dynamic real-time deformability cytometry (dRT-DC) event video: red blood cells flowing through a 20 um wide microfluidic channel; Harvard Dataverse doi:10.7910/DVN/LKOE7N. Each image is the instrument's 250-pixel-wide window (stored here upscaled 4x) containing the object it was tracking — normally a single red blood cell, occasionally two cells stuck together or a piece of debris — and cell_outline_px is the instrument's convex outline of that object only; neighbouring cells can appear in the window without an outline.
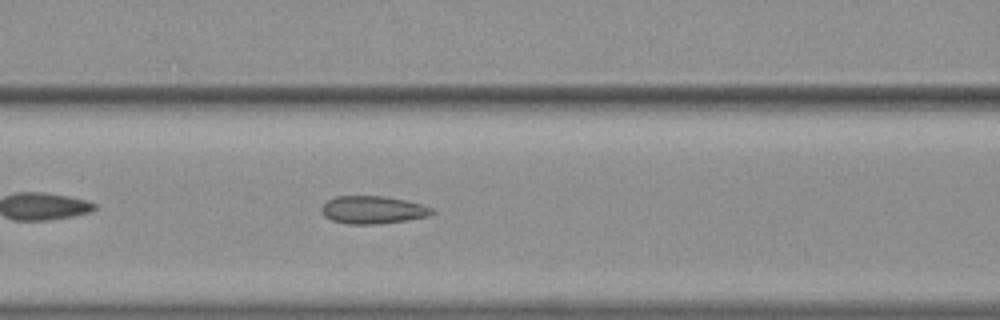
{"species": "common noctule bat (a hibernating species)", "species_latin": "Nyctalus noctula", "temperature_condition": "warm", "stored_images_in_passage": 33, "camera_frame_rate_fps": 3000, "um_per_image_px": 0.085, "animal": {"sex": "female", "body_mass_g": 19.3, "forearm_length_mm": 54.1}, "frame": {"image": 1, "passage_image": 11, "time_ms": 3.333, "image_size_px": [1000, 320], "cell_outline_px": [[436, 212], [428, 216], [408, 220], [380, 224], [348, 224], [332, 220], [324, 216], [320, 212], [320, 208], [328, 200], [336, 196], [384, 196], [404, 200], [420, 204], [432, 208]], "centroid_in_image_um": [31.67, 17.84], "position_along_channel_um": 134.9, "area_um2": 17.92}}
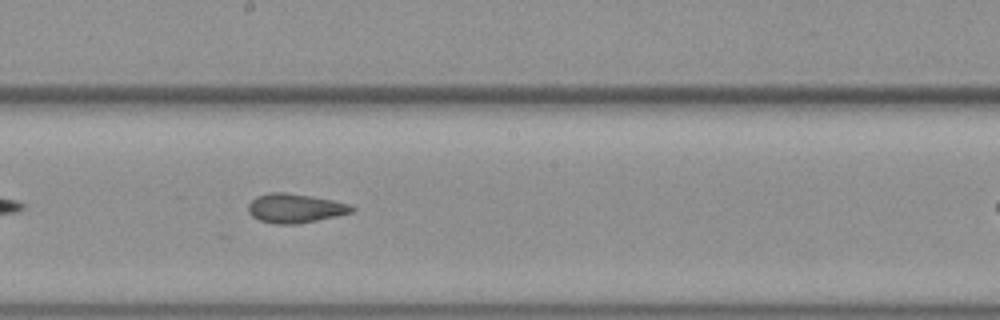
{"frame": {"image": 2, "passage_image": 18, "time_ms": 5.667, "image_size_px": [1000, 320], "cell_outline_px": [[356, 208], [352, 212], [336, 216], [300, 224], [272, 224], [260, 220], [252, 216], [248, 212], [248, 204], [256, 196], [268, 192], [284, 192], [312, 196], [352, 204]], "centroid_in_image_um": [25.08, 17.7], "position_along_channel_um": 223.1, "area_um2": 17.8}}
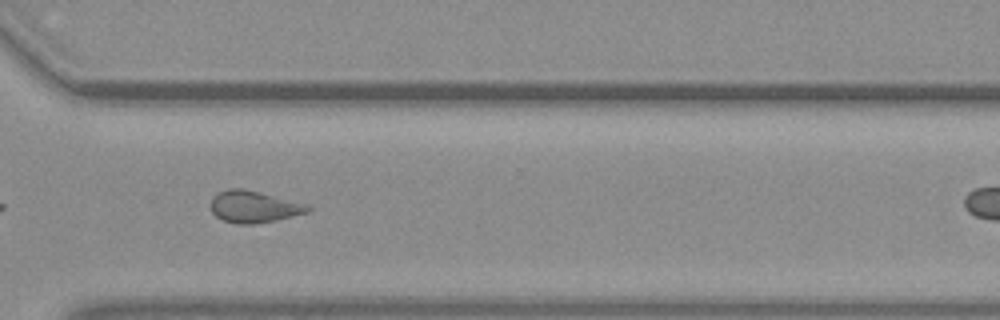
{"frame": {"image": 3, "passage_image": 28, "time_ms": 9.0, "image_size_px": [1000, 320], "cell_outline_px": [[312, 208], [308, 212], [276, 220], [252, 224], [236, 224], [220, 220], [212, 212], [212, 196], [228, 188], [244, 188], [312, 204]], "centroid_in_image_um": [21.63, 17.56], "position_along_channel_um": 349.0, "area_um2": 18.32}}